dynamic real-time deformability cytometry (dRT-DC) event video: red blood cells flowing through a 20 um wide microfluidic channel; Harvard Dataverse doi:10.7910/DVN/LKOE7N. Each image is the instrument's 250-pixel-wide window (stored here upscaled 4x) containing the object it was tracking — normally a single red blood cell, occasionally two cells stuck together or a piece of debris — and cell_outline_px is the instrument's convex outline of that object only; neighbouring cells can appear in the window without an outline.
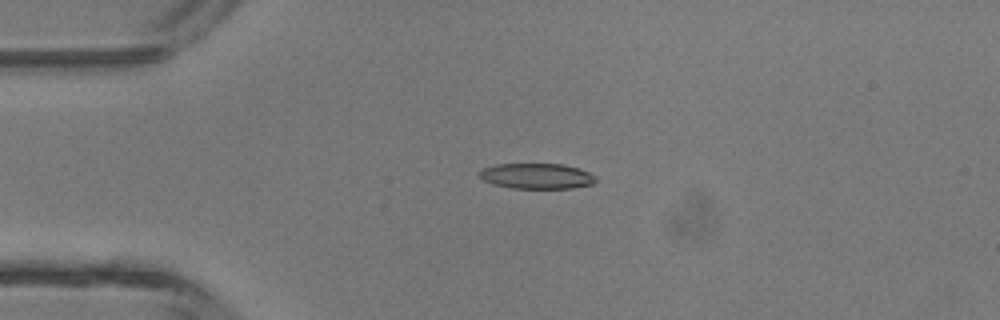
{"species": "common noctule bat (a hibernating species)", "species_latin": "Nyctalus noctula", "temperature_condition": "room temperature", "stored_images_in_passage": 4, "camera_frame_rate_fps": 3000, "um_per_image_px": 0.085, "animal": {"sex": "male", "body_mass_g": 13.3}, "frame": {"image": 1, "passage_image": 3, "time_ms": 2.333, "image_size_px": [1000, 320], "cell_outline_px": [[596, 180], [592, 184], [572, 188], [512, 188], [492, 184], [484, 180], [480, 176], [480, 172], [484, 168], [496, 164], [564, 164], [588, 172], [596, 176]], "centroid_in_image_um": [45.63, 14.97], "position_along_channel_um": 39.4, "area_um2": 17.11}}